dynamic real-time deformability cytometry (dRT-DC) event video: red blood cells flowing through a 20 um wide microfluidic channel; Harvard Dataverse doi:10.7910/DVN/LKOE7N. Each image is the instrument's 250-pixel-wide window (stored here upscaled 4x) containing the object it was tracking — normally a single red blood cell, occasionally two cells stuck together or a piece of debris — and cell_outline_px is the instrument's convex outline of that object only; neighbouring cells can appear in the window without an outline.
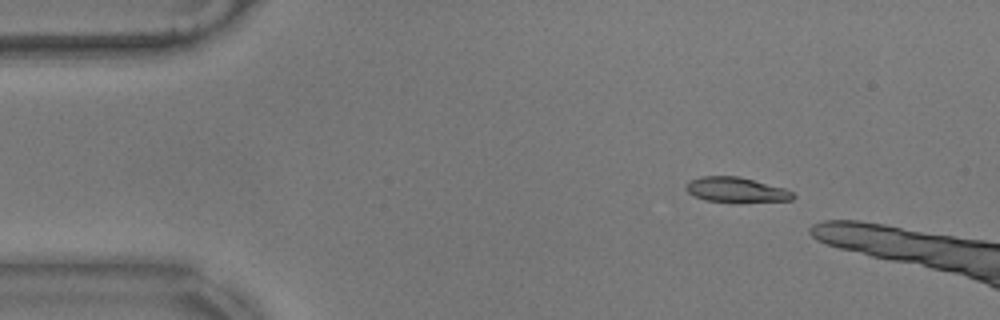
{"species": "common noctule bat (a hibernating species)", "species_latin": "Nyctalus noctula", "temperature_condition": "warm", "stored_images_in_passage": 14, "camera_frame_rate_fps": 3000, "um_per_image_px": 0.085, "animal": {"sex": "male", "body_mass_g": 17.9}, "frame": {"image": 1, "passage_image": 7, "time_ms": 2.0, "image_size_px": [1000, 320], "cell_outline_px": [[796, 196], [792, 200], [704, 200], [688, 192], [684, 188], [684, 184], [688, 180], [700, 176], [740, 176], [784, 188], [792, 192]], "centroid_in_image_um": [62.5, 16.08], "position_along_channel_um": 22.5, "area_um2": 15.03}}